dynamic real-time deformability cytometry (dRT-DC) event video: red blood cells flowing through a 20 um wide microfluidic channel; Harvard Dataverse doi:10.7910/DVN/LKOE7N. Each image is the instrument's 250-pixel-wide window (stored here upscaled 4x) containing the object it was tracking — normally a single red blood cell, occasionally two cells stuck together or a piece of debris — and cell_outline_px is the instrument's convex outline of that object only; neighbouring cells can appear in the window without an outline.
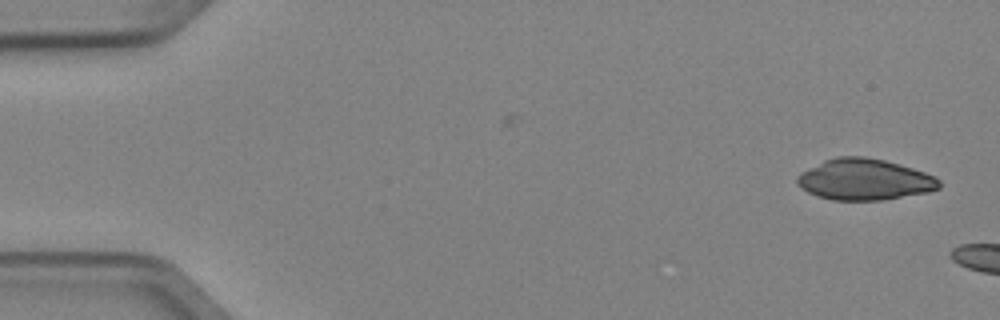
{"species": "Egyptian fruit bat (a non-hibernating species)", "species_latin": "Rousettus aegyptiacus", "temperature_condition": "cold", "stored_images_in_passage": 4, "camera_frame_rate_fps": 3000, "um_per_image_px": 0.085, "animal": {"sex": "female"}, "frame": {"image": 1, "passage_image": 1, "time_ms": 0.0, "image_size_px": [1000, 320], "cell_outline_px": [[940, 188], [928, 192], [884, 200], [832, 200], [816, 196], [800, 188], [796, 184], [796, 176], [800, 172], [824, 160], [836, 156], [864, 156], [884, 160], [900, 164], [936, 176], [940, 180]], "centroid_in_image_um": [73.46, 15.26], "position_along_channel_um": 11.5, "area_um2": 34.39}}